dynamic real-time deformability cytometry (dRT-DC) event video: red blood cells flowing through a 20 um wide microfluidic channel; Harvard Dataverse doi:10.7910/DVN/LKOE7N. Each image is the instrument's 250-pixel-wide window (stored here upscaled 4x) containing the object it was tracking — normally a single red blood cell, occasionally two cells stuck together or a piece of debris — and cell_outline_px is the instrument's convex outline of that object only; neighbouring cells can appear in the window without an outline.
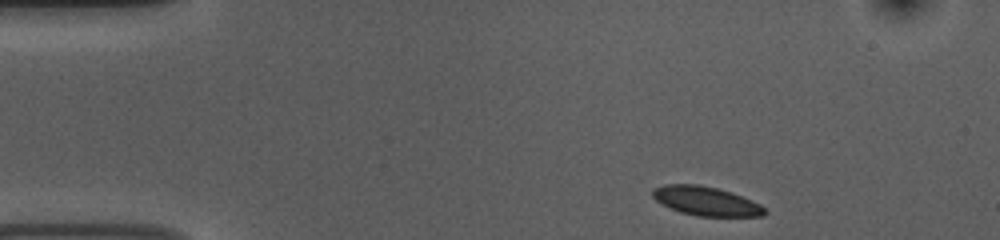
{"species": "common noctule bat (a hibernating species)", "species_latin": "Nyctalus noctula", "temperature_condition": "room temperature", "stored_images_in_passage": 47, "camera_frame_rate_fps": 3000, "um_per_image_px": 0.085, "animal": {"sex": "female", "body_mass_g": 10.0, "forearm_length_mm": 53.1}, "frame": {"image": 1, "passage_image": 1, "time_ms": 0.0, "image_size_px": [1000, 240], "cell_outline_px": [[768, 212], [764, 216], [696, 216], [680, 212], [656, 200], [652, 196], [652, 188], [664, 184], [700, 184], [732, 192], [752, 200], [760, 204]], "centroid_in_image_um": [60.02, 17.08], "position_along_channel_um": 25.0, "area_um2": 19.02}}
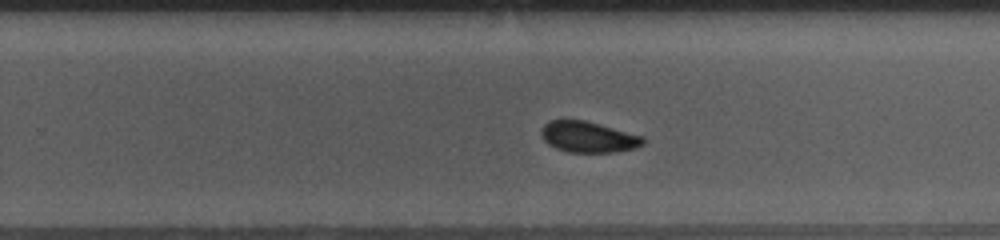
{"frame": {"image": 2, "passage_image": 27, "time_ms": 8.667, "image_size_px": [1000, 240], "cell_outline_px": [[644, 144], [636, 148], [612, 152], [568, 152], [556, 148], [548, 144], [544, 140], [540, 132], [544, 124], [548, 120], [584, 120], [644, 136]], "centroid_in_image_um": [50.0, 11.64], "position_along_channel_um": 279.8, "area_um2": 18.32}}
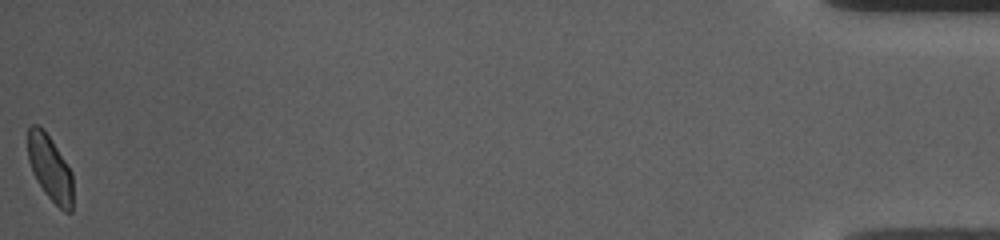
{"frame": {"image": 3, "passage_image": 47, "time_ms": 15.333, "image_size_px": [1000, 240], "cell_outline_px": [[72, 212], [64, 212], [44, 192], [36, 180], [32, 172], [28, 160], [28, 128], [32, 124], [36, 124], [48, 136], [72, 172]], "centroid_in_image_um": [4.24, 14.33], "position_along_channel_um": 431.0, "area_um2": 16.88}, "authors_computed_cell_mechanics": {"area_um2": 19.0162, "velocity_mm_per_s": 3.7019, "shape_relaxation_time_tau1_ms": 2.2022, "shape_relaxation_time_tau2_ms": 1.3755, "deformation_change_tau1": 0.0607, "deformation_change_tau2": 0.0293}}